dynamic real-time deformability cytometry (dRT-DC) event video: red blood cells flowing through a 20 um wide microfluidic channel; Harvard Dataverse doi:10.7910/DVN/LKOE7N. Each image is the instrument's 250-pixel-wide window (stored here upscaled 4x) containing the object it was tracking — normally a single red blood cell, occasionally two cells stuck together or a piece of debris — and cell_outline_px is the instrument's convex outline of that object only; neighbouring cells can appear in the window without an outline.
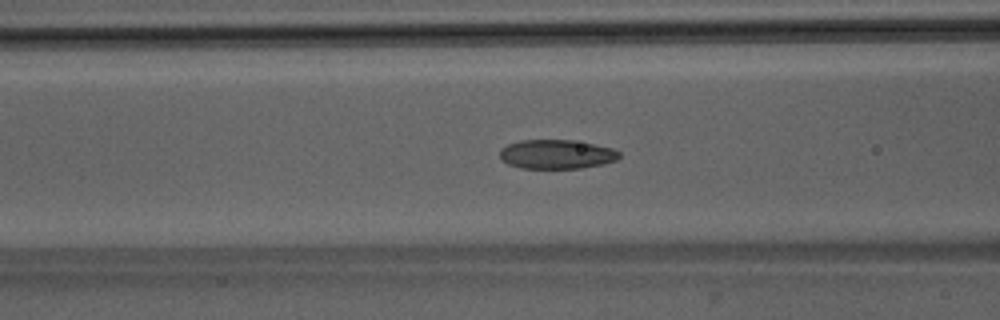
{"species": "Egyptian fruit bat (a non-hibernating species)", "species_latin": "Rousettus aegyptiacus", "temperature_condition": "room temperature", "stored_images_in_passage": 49, "camera_frame_rate_fps": 3000, "um_per_image_px": 0.085, "animal": {"sex": "male"}, "frame": {"image": 1, "passage_image": 20, "time_ms": 6.333, "image_size_px": [1000, 320], "cell_outline_px": [[620, 156], [616, 160], [604, 164], [580, 168], [520, 168], [508, 164], [500, 160], [500, 148], [508, 144], [520, 140], [572, 140], [612, 148], [620, 152]], "centroid_in_image_um": [47.28, 13.11], "position_along_channel_um": 119.3, "area_um2": 20.35}}
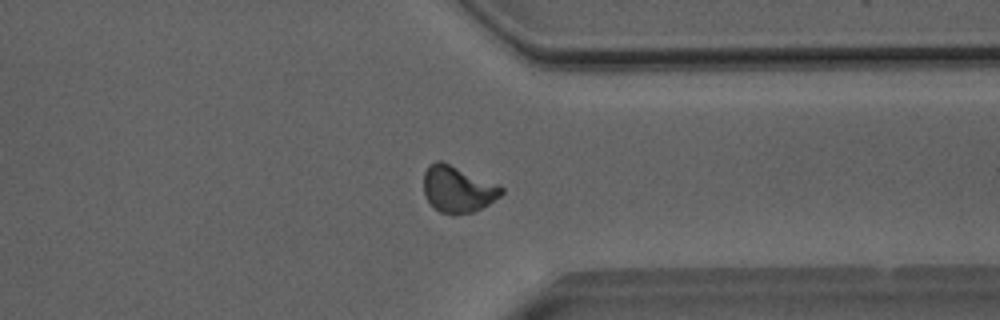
{"frame": {"image": 2, "passage_image": 39, "time_ms": 12.667, "image_size_px": [1000, 320], "cell_outline_px": [[504, 192], [500, 196], [488, 204], [472, 212], [456, 216], [452, 216], [440, 212], [424, 196], [424, 172], [428, 164], [436, 160], [440, 160], [496, 184], [504, 188]], "centroid_in_image_um": [38.87, 16.09], "position_along_channel_um": 372.5, "area_um2": 20.92}}
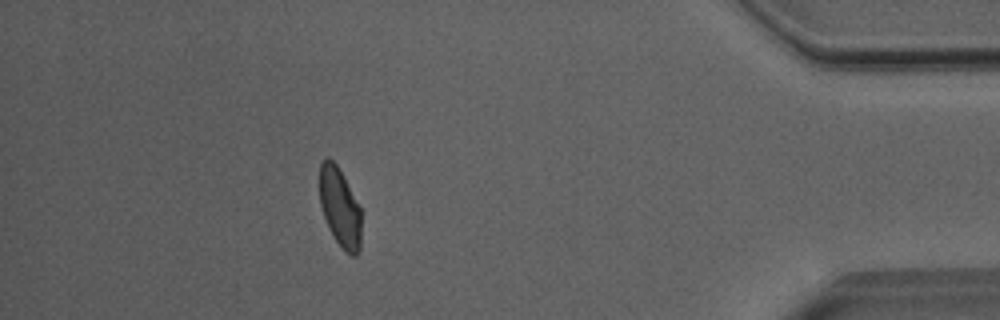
{"frame": {"image": 3, "passage_image": 45, "time_ms": 14.667, "image_size_px": [1000, 320], "cell_outline_px": [[360, 248], [356, 256], [352, 256], [344, 252], [340, 248], [328, 228], [320, 204], [320, 164], [328, 156], [336, 164], [360, 204]], "centroid_in_image_um": [28.89, 17.67], "position_along_channel_um": 406.3, "area_um2": 19.31}}